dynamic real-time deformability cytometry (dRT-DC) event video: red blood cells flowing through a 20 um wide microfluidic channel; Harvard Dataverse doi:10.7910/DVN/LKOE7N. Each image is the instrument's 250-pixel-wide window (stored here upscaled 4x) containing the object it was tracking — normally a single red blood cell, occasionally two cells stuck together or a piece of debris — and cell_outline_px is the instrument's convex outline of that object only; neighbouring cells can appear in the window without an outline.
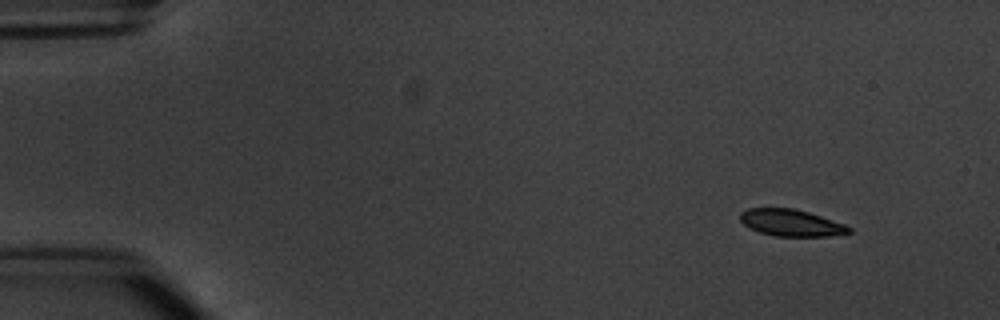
{"species": "common noctule bat (a hibernating species)", "species_latin": "Nyctalus noctula", "temperature_condition": "warm", "stored_images_in_passage": 53, "camera_frame_rate_fps": 3000, "um_per_image_px": 0.085, "animal": {"sex": "male", "body_mass_g": 20.1, "forearm_length_mm": 53.5}, "frame": {"image": 1, "passage_image": 5, "time_ms": 1.333, "image_size_px": [1000, 320], "cell_outline_px": [[852, 232], [828, 236], [776, 236], [760, 232], [744, 224], [740, 220], [740, 212], [748, 208], [792, 208], [808, 212], [844, 224], [852, 228]], "centroid_in_image_um": [67.24, 18.93], "position_along_channel_um": 17.8, "area_um2": 16.76}}
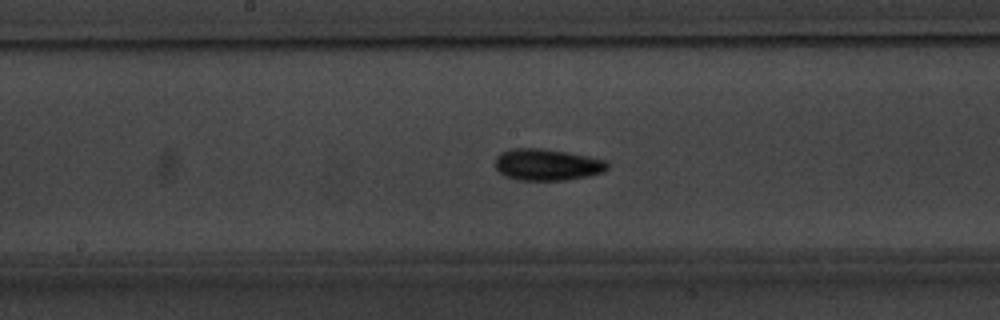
{"frame": {"image": 2, "passage_image": 28, "time_ms": 9.0, "image_size_px": [1000, 320], "cell_outline_px": [[608, 168], [604, 172], [588, 176], [568, 180], [520, 180], [504, 176], [496, 168], [496, 156], [500, 152], [508, 148], [544, 148], [568, 152], [608, 160]], "centroid_in_image_um": [46.52, 13.98], "position_along_channel_um": 201.7, "area_um2": 20.98}}
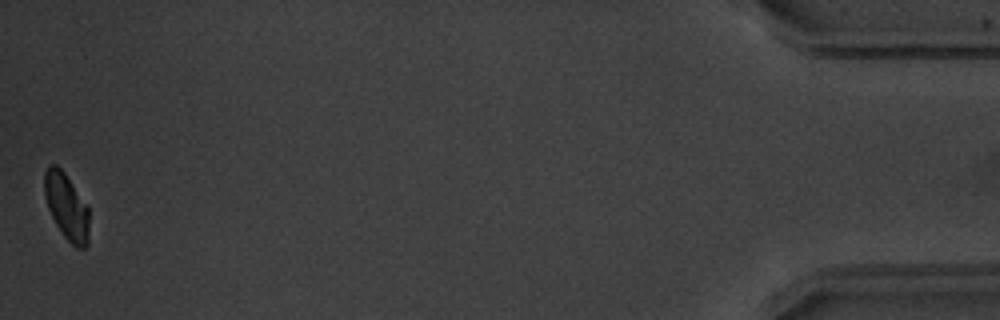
{"frame": {"image": 3, "passage_image": 53, "time_ms": 17.333, "image_size_px": [1000, 320], "cell_outline_px": [[88, 244], [84, 248], [76, 248], [64, 236], [56, 224], [48, 208], [44, 196], [44, 172], [48, 164], [56, 164], [64, 172], [88, 204]], "centroid_in_image_um": [5.65, 17.52], "position_along_channel_um": 429.5, "area_um2": 17.4}, "authors_computed_cell_mechanics": {"area_um2": 18.4382, "velocity_mm_per_s": 3.7948, "shape_relaxation_time_tau1_ms": 2.2903, "shape_relaxation_time_tau2_ms": 4.7159, "deformation_change_tau1": 0.1062, "deformation_change_tau2": 0.0784}}